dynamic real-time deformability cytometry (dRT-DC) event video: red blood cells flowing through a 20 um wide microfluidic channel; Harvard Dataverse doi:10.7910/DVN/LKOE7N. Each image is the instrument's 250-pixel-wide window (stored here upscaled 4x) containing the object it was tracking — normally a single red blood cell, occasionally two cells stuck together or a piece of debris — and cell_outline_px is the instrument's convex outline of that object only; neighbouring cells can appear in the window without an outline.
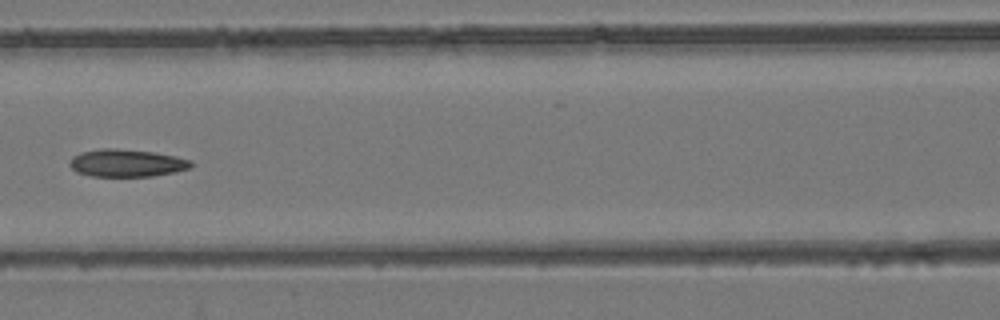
{"species": "common noctule bat (a hibernating species)", "species_latin": "Nyctalus noctula", "temperature_condition": "room temperature", "stored_images_in_passage": 7, "camera_frame_rate_fps": 3000, "um_per_image_px": 0.085, "animal": {"sex": "female", "body_mass_g": 24.6, "forearm_length_mm": 56.2}, "frame": {"image": 1, "passage_image": 7, "time_ms": 7.0, "image_size_px": [1000, 320], "cell_outline_px": [[192, 168], [176, 172], [152, 176], [92, 176], [76, 172], [68, 164], [72, 156], [80, 152], [100, 148], [116, 148], [152, 152], [176, 156], [192, 160]], "centroid_in_image_um": [10.77, 13.85], "position_along_channel_um": 155.8, "area_um2": 19.65}}